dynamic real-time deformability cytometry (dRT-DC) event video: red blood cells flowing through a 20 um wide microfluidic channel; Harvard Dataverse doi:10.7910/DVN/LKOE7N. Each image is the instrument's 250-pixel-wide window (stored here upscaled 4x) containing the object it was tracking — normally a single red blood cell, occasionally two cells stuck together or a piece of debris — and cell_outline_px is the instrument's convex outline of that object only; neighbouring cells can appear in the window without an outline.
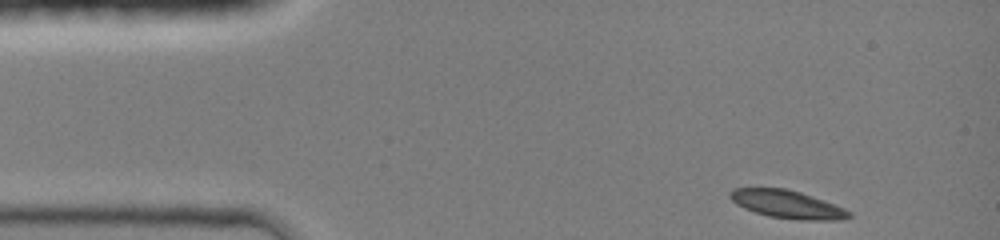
{"species": "common noctule bat (a hibernating species)", "species_latin": "Nyctalus noctula", "temperature_condition": "room temperature", "stored_images_in_passage": 13, "camera_frame_rate_fps": 3000, "um_per_image_px": 0.085, "animal": {"sex": "female", "body_mass_g": 19.0, "forearm_length_mm": 51.5}, "frame": {"image": 1, "passage_image": 1, "time_ms": 0.0, "image_size_px": [1000, 240], "cell_outline_px": [[852, 216], [840, 220], [800, 220], [768, 216], [744, 208], [736, 204], [728, 196], [728, 192], [732, 188], [784, 188], [800, 192], [824, 200], [844, 208], [852, 212]], "centroid_in_image_um": [66.91, 17.36], "position_along_channel_um": 18.1, "area_um2": 19.42}}
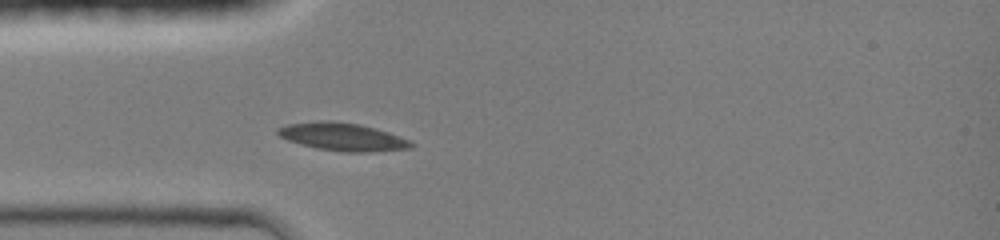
{"frame": {"image": 2, "passage_image": 11, "time_ms": 2.667, "image_size_px": [1000, 240], "cell_outline_px": [[416, 144], [412, 148], [368, 152], [344, 152], [316, 148], [300, 144], [288, 140], [280, 136], [276, 132], [276, 128], [288, 124], [316, 120], [332, 120], [360, 124], [376, 128], [412, 140]], "centroid_in_image_um": [29.14, 11.62], "position_along_channel_um": 55.9, "area_um2": 21.96}}